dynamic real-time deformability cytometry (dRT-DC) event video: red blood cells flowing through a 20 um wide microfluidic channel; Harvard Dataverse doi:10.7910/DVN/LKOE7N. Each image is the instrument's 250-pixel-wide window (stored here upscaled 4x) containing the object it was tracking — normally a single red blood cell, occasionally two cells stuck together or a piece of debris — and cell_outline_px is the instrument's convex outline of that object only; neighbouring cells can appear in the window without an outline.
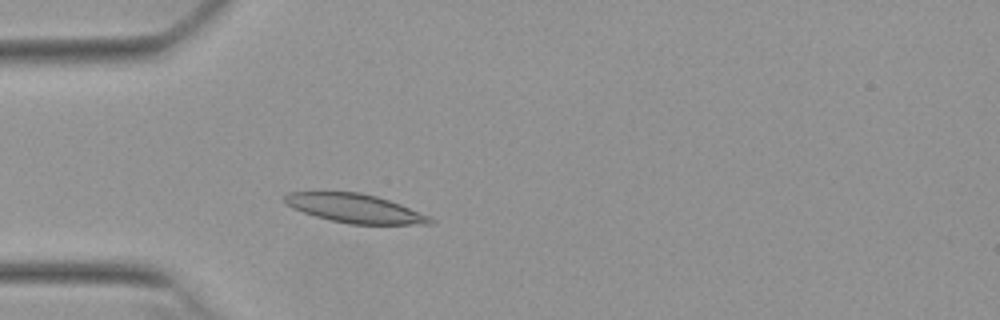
{"species": "Egyptian fruit bat (a non-hibernating species)", "species_latin": "Rousettus aegyptiacus", "temperature_condition": "warm", "stored_images_in_passage": 39, "camera_frame_rate_fps": 3000, "um_per_image_px": 0.085, "animal": {"sex": "female"}, "frame": {"image": 1, "passage_image": 8, "time_ms": 2.333, "image_size_px": [1000, 320], "cell_outline_px": [[436, 220], [432, 224], [348, 224], [328, 220], [292, 208], [284, 204], [284, 196], [288, 192], [360, 192], [376, 196], [400, 204], [432, 216]], "centroid_in_image_um": [30.19, 17.72], "position_along_channel_um": 54.8, "area_um2": 24.57}}
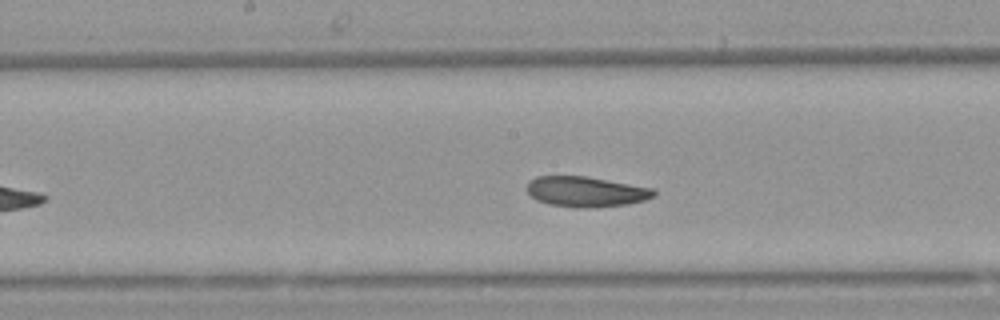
{"frame": {"image": 2, "passage_image": 20, "time_ms": 6.333, "image_size_px": [1000, 320], "cell_outline_px": [[656, 196], [644, 200], [628, 204], [588, 208], [576, 208], [548, 204], [536, 200], [528, 192], [528, 180], [536, 176], [588, 176], [652, 188], [656, 192]], "centroid_in_image_um": [49.8, 16.29], "position_along_channel_um": 198.4, "area_um2": 22.54}}
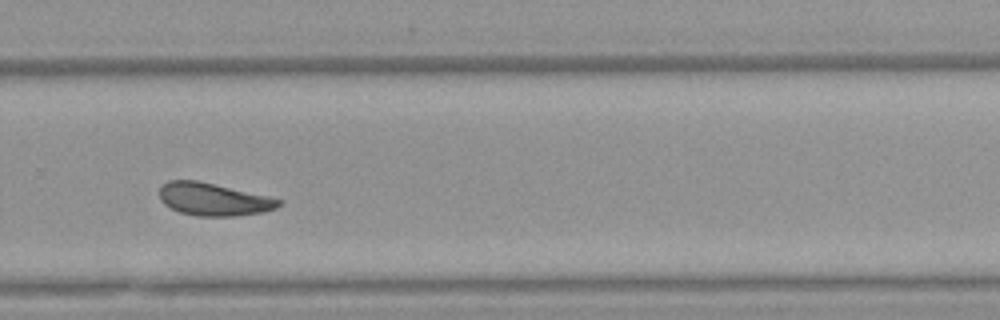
{"frame": {"image": 3, "passage_image": 29, "time_ms": 9.333, "image_size_px": [1000, 320], "cell_outline_px": [[284, 204], [276, 208], [264, 212], [232, 216], [196, 216], [180, 212], [164, 204], [160, 200], [160, 188], [168, 180], [196, 180], [264, 196], [280, 200]], "centroid_in_image_um": [18.11, 16.95], "position_along_channel_um": 311.7, "area_um2": 22.25}, "authors_computed_cell_mechanics": {"area_um2": 22.7732, "velocity_mm_per_s": 3.7786, "shape_relaxation_time_tau1_ms": 5.4818, "shape_relaxation_time_tau2_ms": 2.6354, "deformation_change_tau1": 0.1401, "deformation_change_tau2": 0.0811}}